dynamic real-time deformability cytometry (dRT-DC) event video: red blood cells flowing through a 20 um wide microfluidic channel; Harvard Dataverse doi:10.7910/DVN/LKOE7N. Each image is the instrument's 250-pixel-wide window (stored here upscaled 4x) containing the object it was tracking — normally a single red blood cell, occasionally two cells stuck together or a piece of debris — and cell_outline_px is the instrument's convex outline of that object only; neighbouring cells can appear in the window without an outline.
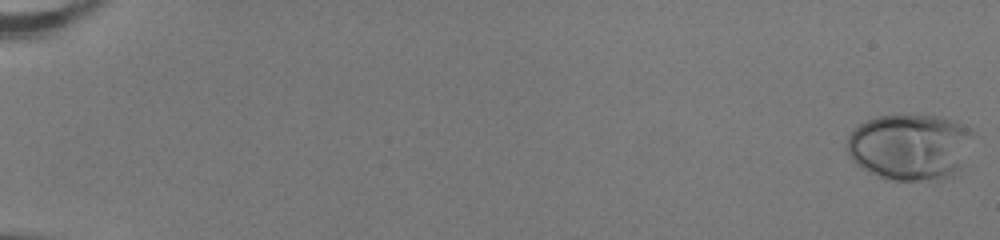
{"species": "human", "species_latin": "Homo sapiens", "temperature_condition": "room temperature", "stored_images_in_passage": 53, "camera_frame_rate_fps": 3000, "um_per_image_px": 0.085, "donor": {"sex": "female"}, "frame": {"image": 1, "passage_image": 1, "time_ms": 0.0, "image_size_px": [1000, 240], "cell_outline_px": [[972, 132], [956, 168], [952, 176], [944, 180], [888, 180], [868, 172], [856, 164], [848, 156], [848, 136], [860, 124], [876, 116], [936, 116], [956, 120], [968, 128]], "centroid_in_image_um": [77.26, 12.49], "position_along_channel_um": 7.7, "area_um2": 47.69}}
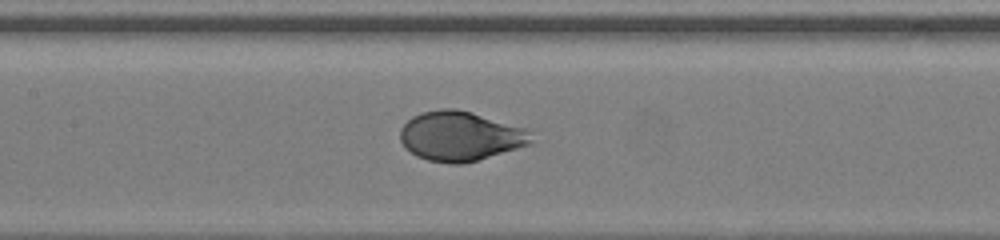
{"frame": {"image": 2, "passage_image": 28, "time_ms": 9.0, "image_size_px": [1000, 240], "cell_outline_px": [[532, 140], [528, 144], [516, 148], [464, 164], [452, 164], [428, 160], [416, 156], [404, 148], [400, 140], [400, 128], [412, 116], [420, 112], [440, 108], [456, 108], [472, 112], [528, 128]], "centroid_in_image_um": [39.08, 11.55], "position_along_channel_um": 168.3, "area_um2": 38.03}}
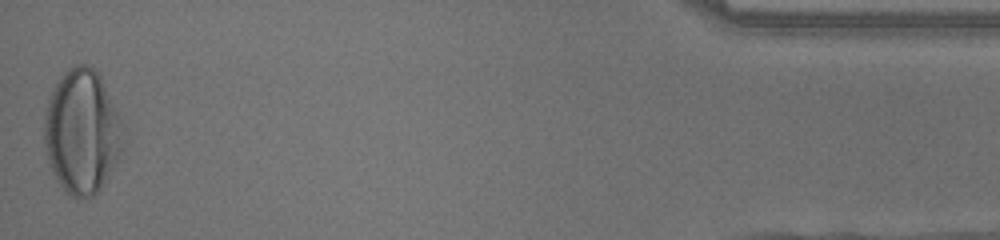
{"frame": {"image": 3, "passage_image": 53, "time_ms": 17.333, "image_size_px": [1000, 240], "cell_outline_px": [[120, 156], [96, 196], [76, 200], [64, 192], [56, 180], [52, 172], [48, 160], [44, 144], [44, 116], [48, 100], [56, 80], [68, 68], [76, 64], [84, 64], [92, 68], [100, 76], [120, 120]], "centroid_in_image_um": [6.9, 11.24], "position_along_channel_um": 428.3, "area_um2": 56.76}, "authors_computed_cell_mechanics": {"area_um2": 40.1132, "velocity_mm_per_s": 4.0187, "shape_relaxation_time_tau1_ms": 2.7247, "shape_relaxation_time_tau2_ms": null, "deformation_change_tau1": 0.1876, "deformation_change_tau2": null}}